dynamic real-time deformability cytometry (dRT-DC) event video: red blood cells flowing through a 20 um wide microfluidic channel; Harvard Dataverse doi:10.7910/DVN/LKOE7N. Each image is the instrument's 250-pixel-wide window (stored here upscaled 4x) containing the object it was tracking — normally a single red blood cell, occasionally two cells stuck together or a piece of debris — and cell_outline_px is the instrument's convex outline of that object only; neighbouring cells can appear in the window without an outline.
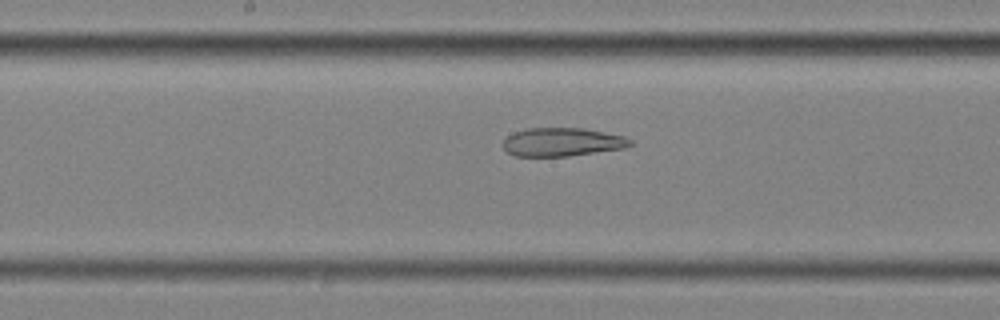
{"species": "common noctule bat (a hibernating species)", "species_latin": "Nyctalus noctula", "temperature_condition": "cold", "stored_images_in_passage": 56, "camera_frame_rate_fps": 3000, "um_per_image_px": 0.085, "animal": {"sex": "female", "body_mass_g": 25.1}, "frame": {"image": 1, "passage_image": 28, "time_ms": 9.0, "image_size_px": [1000, 320], "cell_outline_px": [[632, 144], [624, 148], [568, 156], [516, 156], [508, 152], [500, 144], [512, 132], [528, 128], [584, 128], [624, 136], [632, 140]], "centroid_in_image_um": [47.76, 12.07], "position_along_channel_um": 200.4, "area_um2": 21.1}}
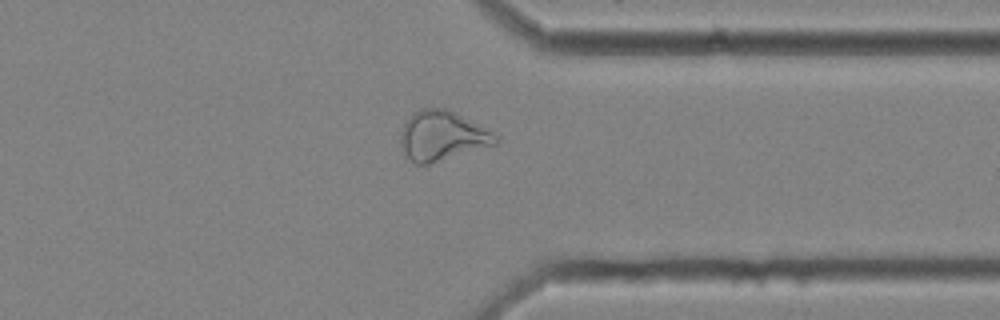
{"frame": {"image": 2, "passage_image": 43, "time_ms": 14.0, "image_size_px": [1000, 320], "cell_outline_px": [[500, 140], [496, 144], [428, 164], [416, 164], [408, 156], [400, 144], [400, 132], [404, 124], [412, 112], [420, 108], [444, 108], [500, 136]], "centroid_in_image_um": [37.56, 11.54], "position_along_channel_um": 373.8, "area_um2": 26.93}}
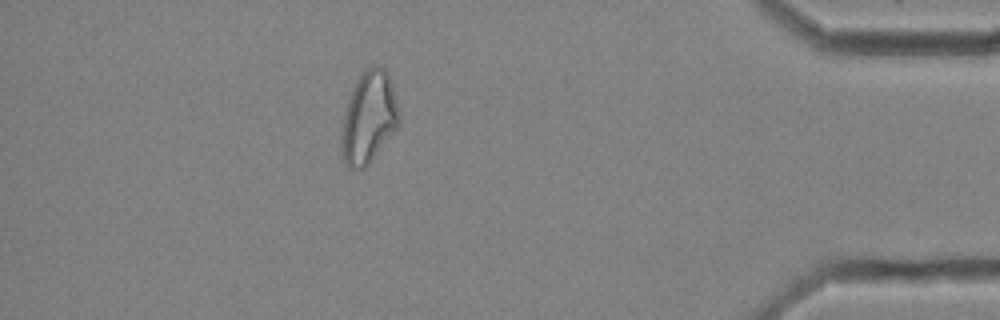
{"frame": {"image": 3, "passage_image": 49, "time_ms": 16.0, "image_size_px": [1000, 320], "cell_outline_px": [[400, 124], [368, 164], [364, 168], [348, 168], [344, 164], [340, 148], [340, 136], [344, 116], [348, 100], [356, 80], [372, 64], [380, 64], [388, 72], [392, 84], [400, 116]], "centroid_in_image_um": [31.34, 9.99], "position_along_channel_um": 403.9, "area_um2": 30.87}, "authors_computed_cell_mechanics": {"area_um2": 28.9867, "velocity_mm_per_s": 3.4989, "shape_relaxation_time_tau1_ms": null, "shape_relaxation_time_tau2_ms": 4.8246, "deformation_change_tau1": null, "deformation_change_tau2": 0.1428}}